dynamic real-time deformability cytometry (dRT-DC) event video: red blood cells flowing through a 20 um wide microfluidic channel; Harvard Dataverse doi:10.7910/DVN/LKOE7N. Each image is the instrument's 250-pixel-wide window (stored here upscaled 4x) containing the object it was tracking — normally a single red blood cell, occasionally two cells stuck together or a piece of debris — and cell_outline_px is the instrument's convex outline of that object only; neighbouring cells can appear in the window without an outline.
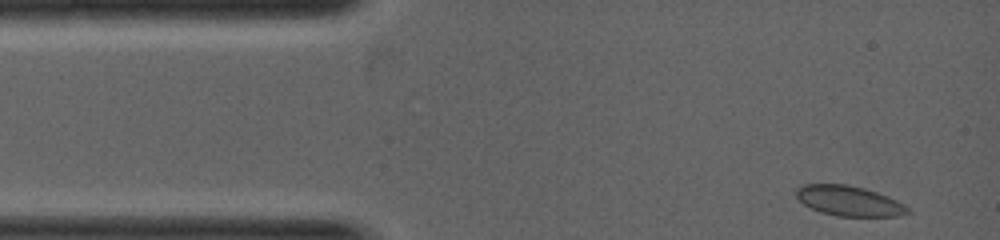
{"species": "common noctule bat (a hibernating species)", "species_latin": "Nyctalus noctula", "temperature_condition": "warm", "stored_images_in_passage": 4, "camera_frame_rate_fps": 5000, "um_per_image_px": 0.085, "animal": {"sex": "female", "body_mass_g": 19.0, "forearm_length_mm": 53.3}, "frame": {"image": 1, "passage_image": 1, "time_ms": 0.0, "image_size_px": [1000, 240], "cell_outline_px": [[912, 212], [900, 216], [836, 216], [820, 212], [804, 204], [796, 196], [796, 188], [800, 184], [848, 184], [864, 188], [888, 196], [904, 204]], "centroid_in_image_um": [72.17, 17.07], "position_along_channel_um": 12.8, "area_um2": 19.65}}
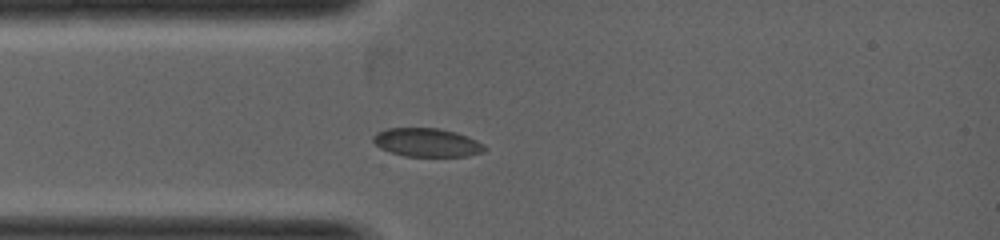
{"frame": {"image": 2, "passage_image": 4, "time_ms": 1.2, "image_size_px": [1000, 240], "cell_outline_px": [[488, 148], [484, 152], [468, 156], [404, 156], [380, 148], [372, 140], [372, 136], [376, 132], [388, 128], [440, 128], [456, 132], [468, 136], [484, 144]], "centroid_in_image_um": [36.31, 12.11], "position_along_channel_um": 48.7, "area_um2": 18.67}}